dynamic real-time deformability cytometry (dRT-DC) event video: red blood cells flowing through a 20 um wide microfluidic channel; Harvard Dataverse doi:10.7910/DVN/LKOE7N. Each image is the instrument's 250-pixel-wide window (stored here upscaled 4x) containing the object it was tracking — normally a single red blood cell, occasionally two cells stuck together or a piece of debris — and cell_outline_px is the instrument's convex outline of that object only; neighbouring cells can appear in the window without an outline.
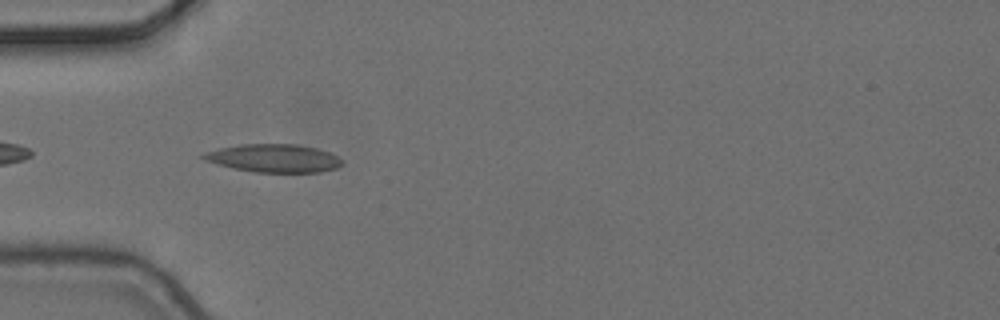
{"species": "common noctule bat (a hibernating species)", "species_latin": "Nyctalus noctula", "temperature_condition": "cold", "stored_images_in_passage": 7, "camera_frame_rate_fps": 3000, "um_per_image_px": 0.085, "animal": {"sex": "female", "body_mass_g": 24.6, "forearm_length_mm": 56.2}, "frame": {"image": 1, "passage_image": 4, "time_ms": 1.0, "image_size_px": [1000, 320], "cell_outline_px": [[344, 164], [336, 168], [320, 172], [256, 172], [236, 168], [204, 160], [200, 156], [208, 152], [220, 148], [240, 144], [296, 144], [316, 148], [328, 152], [344, 160]], "centroid_in_image_um": [23.33, 13.44], "position_along_channel_um": 61.7, "area_um2": 22.43}}
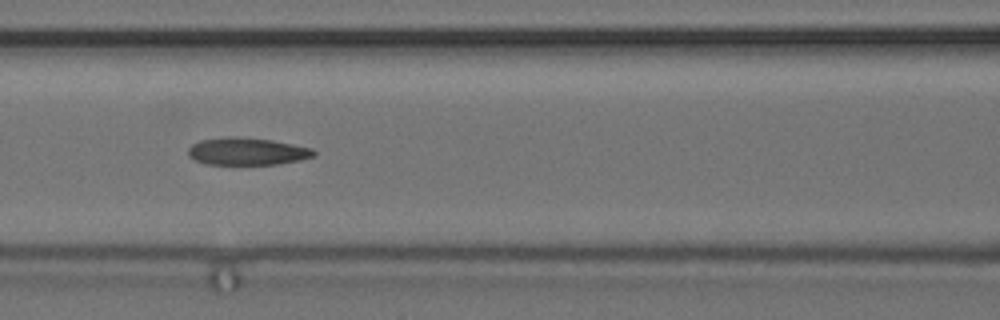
{"frame": {"image": 2, "passage_image": 6, "time_ms": 1.667, "image_size_px": [1000, 320], "cell_outline_px": [[316, 152], [312, 156], [300, 160], [276, 164], [208, 164], [196, 160], [188, 156], [188, 148], [192, 144], [200, 140], [228, 136], [236, 136], [272, 140], [312, 148]], "centroid_in_image_um": [20.97, 12.85], "position_along_channel_um": 145.6, "area_um2": 19.94}}
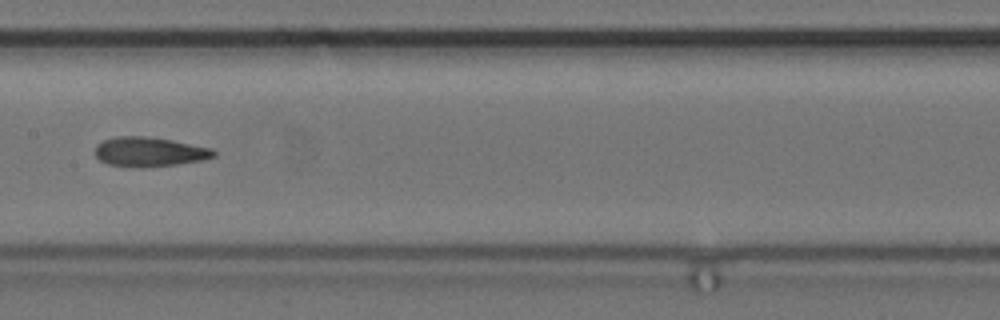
{"frame": {"image": 3, "passage_image": 7, "time_ms": 2.0, "image_size_px": [1000, 320], "cell_outline_px": [[216, 156], [200, 160], [176, 164], [144, 168], [140, 168], [108, 164], [100, 160], [96, 156], [96, 144], [104, 140], [116, 136], [144, 136], [172, 140], [212, 148], [216, 152]], "centroid_in_image_um": [12.69, 12.9], "position_along_channel_um": 194.7, "area_um2": 20.35}}